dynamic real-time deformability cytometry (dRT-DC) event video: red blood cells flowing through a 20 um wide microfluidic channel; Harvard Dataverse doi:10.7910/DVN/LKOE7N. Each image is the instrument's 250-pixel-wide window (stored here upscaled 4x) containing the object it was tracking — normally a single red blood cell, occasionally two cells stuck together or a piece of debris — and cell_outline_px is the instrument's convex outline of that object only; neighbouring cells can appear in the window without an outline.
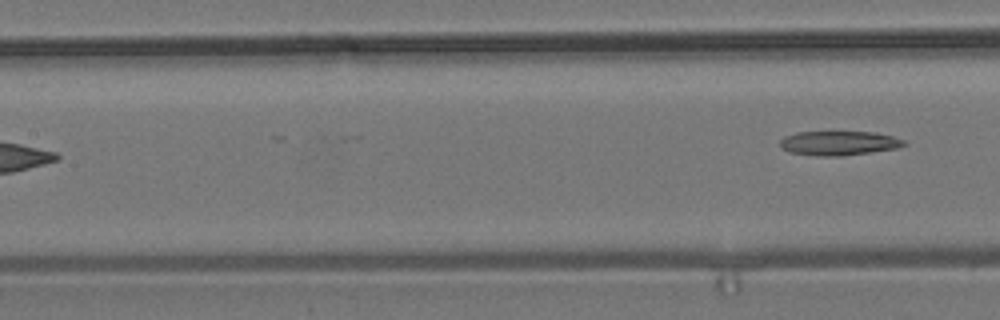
{"species": "common noctule bat (a hibernating species)", "species_latin": "Nyctalus noctula", "temperature_condition": "room temperature", "stored_images_in_passage": 6, "segment_of_instrument_passage": [2, 2], "camera_frame_rate_fps": 3000, "um_per_image_px": 0.085, "animal": {"sex": "male", "body_mass_g": 19.2, "forearm_length_mm": 51.8}, "frame": {"image": 1, "passage_image": 6, "time_ms": 6.0, "image_size_px": [1000, 320], "cell_outline_px": [[908, 144], [900, 148], [844, 156], [816, 156], [788, 152], [780, 148], [780, 140], [784, 136], [796, 132], [876, 132], [892, 136], [904, 140]], "centroid_in_image_um": [71.31, 12.17], "position_along_channel_um": 136.1, "area_um2": 17.86}}